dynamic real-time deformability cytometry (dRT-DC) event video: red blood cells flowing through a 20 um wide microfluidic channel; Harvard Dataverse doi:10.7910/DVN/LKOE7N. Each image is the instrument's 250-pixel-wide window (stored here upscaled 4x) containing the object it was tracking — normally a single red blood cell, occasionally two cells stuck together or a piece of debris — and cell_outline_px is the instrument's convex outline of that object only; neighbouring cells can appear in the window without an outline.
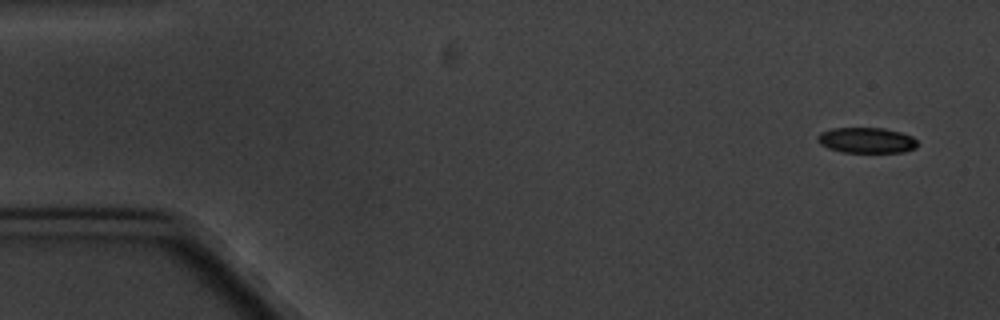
{"species": "common noctule bat (a hibernating species)", "species_latin": "Nyctalus noctula", "temperature_condition": "cold", "stored_images_in_passage": 5, "camera_frame_rate_fps": 3000, "um_per_image_px": 0.085, "animal": {"sex": "male", "body_mass_g": 20.1, "forearm_length_mm": 53.5}, "frame": {"image": 1, "passage_image": 1, "time_ms": 0.0, "image_size_px": [1000, 320], "cell_outline_px": [[916, 148], [904, 152], [844, 152], [828, 148], [820, 144], [816, 140], [816, 136], [820, 132], [832, 128], [884, 128], [900, 132], [912, 136], [916, 140]], "centroid_in_image_um": [73.62, 11.92], "position_along_channel_um": 11.4, "area_um2": 14.91}}
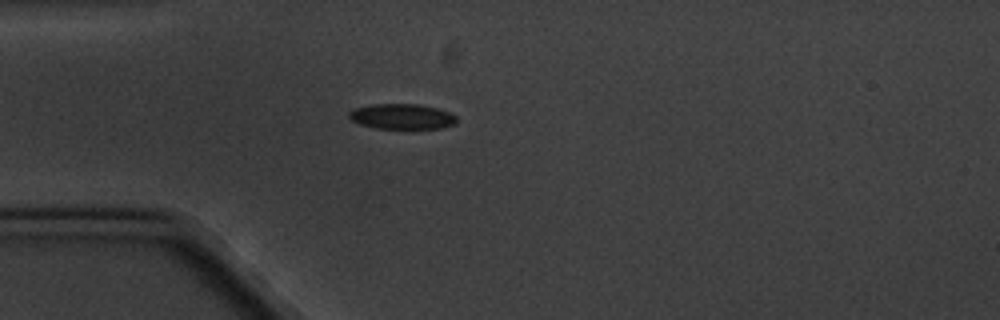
{"frame": {"image": 2, "passage_image": 5, "time_ms": 4.333, "image_size_px": [1000, 320], "cell_outline_px": [[456, 124], [440, 128], [376, 128], [360, 124], [352, 120], [348, 116], [348, 112], [352, 108], [372, 104], [416, 104], [436, 108], [448, 112], [456, 116]], "centroid_in_image_um": [34.13, 9.89], "position_along_channel_um": 50.9, "area_um2": 15.78}}